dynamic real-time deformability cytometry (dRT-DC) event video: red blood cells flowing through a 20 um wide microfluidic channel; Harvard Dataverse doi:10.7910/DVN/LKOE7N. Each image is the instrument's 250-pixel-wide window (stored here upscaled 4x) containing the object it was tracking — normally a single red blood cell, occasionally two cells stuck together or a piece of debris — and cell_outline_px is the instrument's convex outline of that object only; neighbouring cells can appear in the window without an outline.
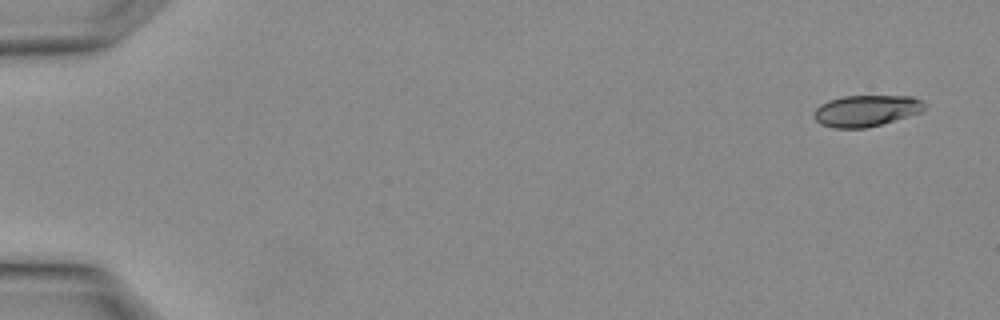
{"species": "Egyptian fruit bat (a non-hibernating species)", "species_latin": "Rousettus aegyptiacus", "temperature_condition": "warm", "stored_images_in_passage": 2, "camera_frame_rate_fps": 3000, "um_per_image_px": 0.085, "animal": {"sex": "female"}, "frame": {"image": 1, "passage_image": 2, "time_ms": 0.333, "image_size_px": [1000, 320], "cell_outline_px": [[924, 108], [920, 112], [880, 124], [864, 128], [836, 128], [820, 124], [812, 116], [812, 112], [820, 104], [828, 100], [844, 96], [912, 96], [920, 100], [924, 104]], "centroid_in_image_um": [73.55, 9.4], "position_along_channel_um": 11.5, "area_um2": 20.0}}